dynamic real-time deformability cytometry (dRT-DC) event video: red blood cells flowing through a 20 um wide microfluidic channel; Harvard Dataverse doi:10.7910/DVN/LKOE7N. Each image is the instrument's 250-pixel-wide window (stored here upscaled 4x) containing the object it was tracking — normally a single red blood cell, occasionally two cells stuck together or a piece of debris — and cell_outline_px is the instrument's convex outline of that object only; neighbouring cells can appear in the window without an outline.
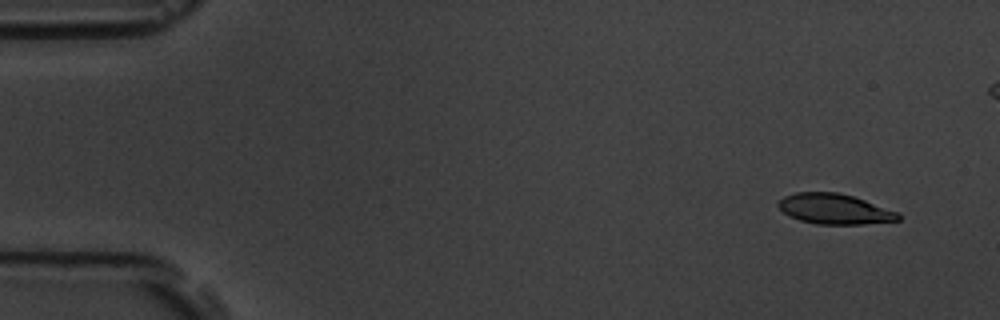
{"species": "common noctule bat (a hibernating species)", "species_latin": "Nyctalus noctula", "temperature_condition": "room temperature", "stored_images_in_passage": 6, "camera_frame_rate_fps": 3000, "um_per_image_px": 0.085, "animal": {"sex": "male", "body_mass_g": 19.5, "forearm_length_mm": 54.6}, "frame": {"image": 1, "passage_image": 2, "time_ms": 1.0, "image_size_px": [1000, 320], "cell_outline_px": [[900, 220], [864, 224], [816, 224], [800, 220], [788, 216], [776, 204], [784, 196], [796, 192], [836, 192], [852, 196], [900, 212]], "centroid_in_image_um": [70.94, 17.76], "position_along_channel_um": 14.1, "area_um2": 21.15}}